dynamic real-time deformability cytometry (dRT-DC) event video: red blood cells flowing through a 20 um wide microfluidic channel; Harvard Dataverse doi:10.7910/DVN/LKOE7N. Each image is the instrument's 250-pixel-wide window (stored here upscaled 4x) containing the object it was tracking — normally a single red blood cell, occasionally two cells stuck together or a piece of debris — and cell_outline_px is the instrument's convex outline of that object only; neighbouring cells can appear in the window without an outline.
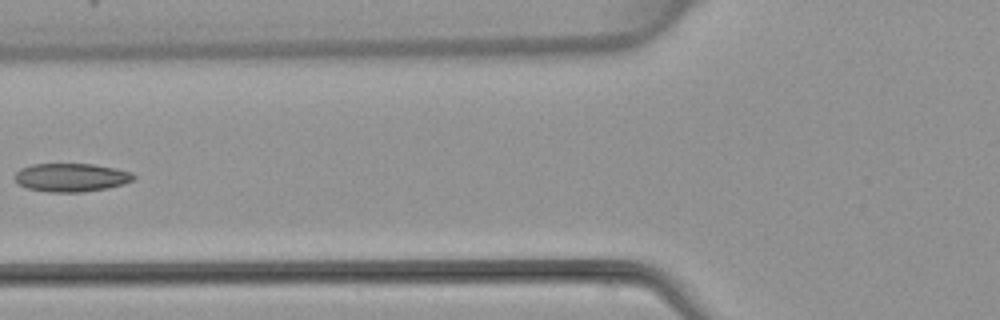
{"species": "common noctule bat (a hibernating species)", "species_latin": "Nyctalus noctula", "temperature_condition": "warm", "stored_images_in_passage": 6, "camera_frame_rate_fps": 3000, "um_per_image_px": 0.085, "animal": {"sex": "female", "body_mass_g": 22.7, "forearm_length_mm": 54.2}, "frame": {"image": 1, "passage_image": 6, "time_ms": 6.0, "image_size_px": [1000, 320], "cell_outline_px": [[136, 176], [132, 180], [124, 184], [108, 188], [80, 192], [48, 192], [28, 188], [20, 184], [16, 180], [16, 172], [20, 168], [32, 164], [92, 164], [132, 172]], "centroid_in_image_um": [6.06, 15.08], "position_along_channel_um": 119.7, "area_um2": 19.48}}